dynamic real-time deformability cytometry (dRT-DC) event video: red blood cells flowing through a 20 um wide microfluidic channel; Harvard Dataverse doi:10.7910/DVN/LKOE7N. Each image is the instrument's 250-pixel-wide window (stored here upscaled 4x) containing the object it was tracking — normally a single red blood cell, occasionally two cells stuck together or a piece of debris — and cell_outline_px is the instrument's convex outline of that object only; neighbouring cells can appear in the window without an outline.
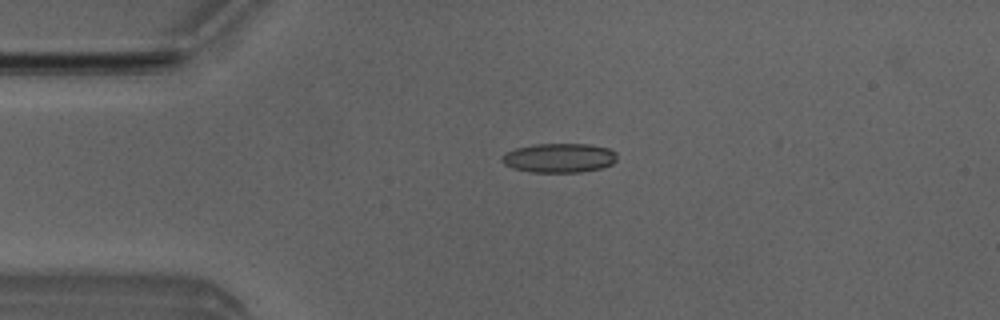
{"species": "Egyptian fruit bat (a non-hibernating species)", "species_latin": "Rousettus aegyptiacus", "temperature_condition": "room temperature", "stored_images_in_passage": 6, "camera_frame_rate_fps": 3000, "um_per_image_px": 0.085, "animal": {"sex": "male"}, "frame": {"image": 1, "passage_image": 4, "time_ms": 3.333, "image_size_px": [1000, 320], "cell_outline_px": [[616, 160], [612, 164], [600, 168], [580, 172], [532, 172], [512, 168], [504, 164], [500, 160], [508, 152], [516, 148], [536, 144], [588, 144], [608, 148], [616, 152]], "centroid_in_image_um": [47.54, 13.42], "position_along_channel_um": 37.5, "area_um2": 19.48}}